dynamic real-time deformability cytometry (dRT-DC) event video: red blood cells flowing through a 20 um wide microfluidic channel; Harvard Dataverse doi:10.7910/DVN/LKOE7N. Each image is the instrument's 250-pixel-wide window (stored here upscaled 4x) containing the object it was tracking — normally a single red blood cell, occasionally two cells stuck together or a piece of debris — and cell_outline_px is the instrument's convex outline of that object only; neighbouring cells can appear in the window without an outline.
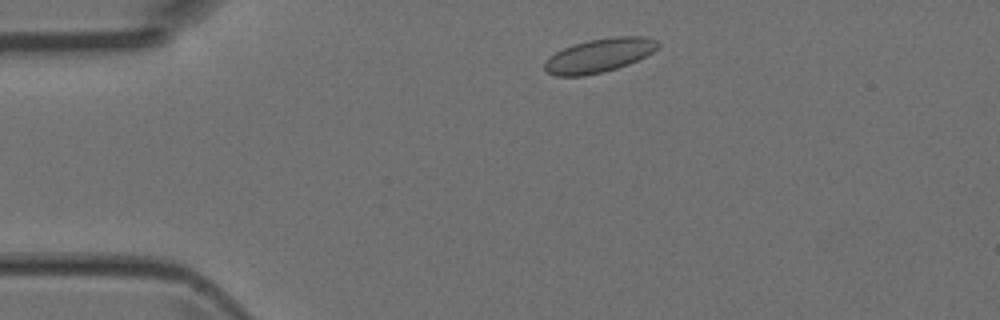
{"species": "Egyptian fruit bat (a non-hibernating species)", "species_latin": "Rousettus aegyptiacus", "temperature_condition": "room temperature", "stored_images_in_passage": 43, "camera_frame_rate_fps": 3000, "um_per_image_px": 0.085, "animal": {"sex": "female"}, "frame": {"image": 1, "passage_image": 4, "time_ms": 1.0, "image_size_px": [1000, 320], "cell_outline_px": [[660, 44], [652, 52], [628, 64], [604, 72], [584, 76], [556, 76], [548, 72], [544, 68], [544, 64], [556, 52], [572, 44], [588, 40], [616, 36], [648, 36], [656, 40]], "centroid_in_image_um": [50.94, 4.7], "position_along_channel_um": 34.1, "area_um2": 22.14}}
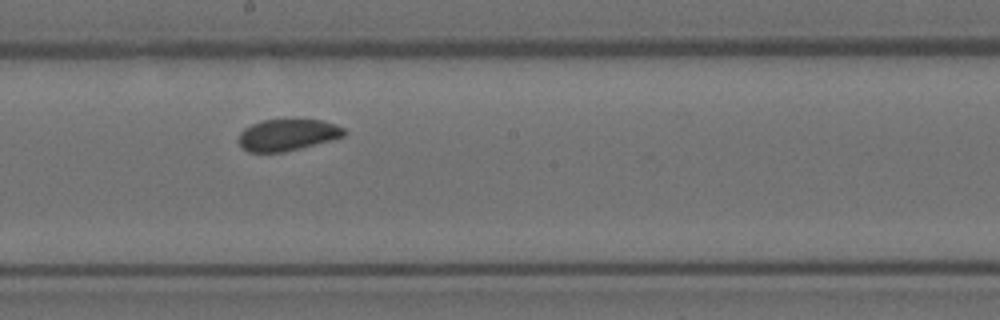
{"frame": {"image": 2, "passage_image": 21, "time_ms": 6.667, "image_size_px": [1000, 320], "cell_outline_px": [[348, 132], [344, 136], [300, 148], [284, 152], [248, 152], [240, 144], [240, 132], [244, 128], [260, 120], [296, 116], [324, 120], [336, 124], [344, 128]], "centroid_in_image_um": [24.48, 11.39], "position_along_channel_um": 223.7, "area_um2": 20.17}}
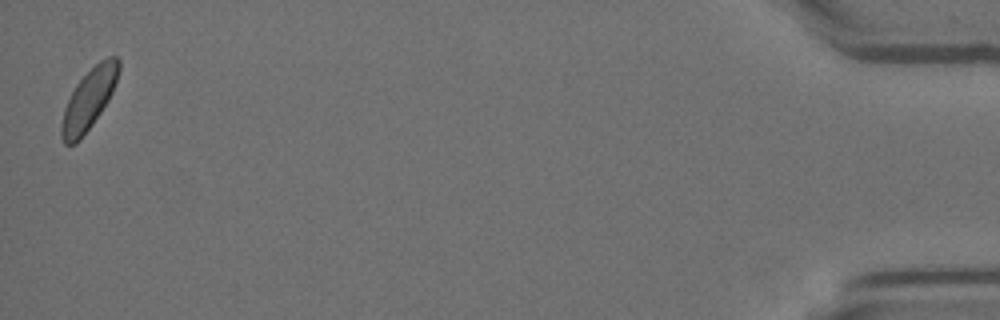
{"frame": {"image": 3, "passage_image": 43, "time_ms": 14.0, "image_size_px": [1000, 320], "cell_outline_px": [[120, 68], [112, 92], [108, 100], [92, 124], [80, 140], [76, 144], [64, 144], [60, 136], [60, 128], [64, 108], [76, 84], [100, 60], [108, 56], [116, 56], [120, 60]], "centroid_in_image_um": [7.54, 8.46], "position_along_channel_um": 427.7, "area_um2": 19.94}}